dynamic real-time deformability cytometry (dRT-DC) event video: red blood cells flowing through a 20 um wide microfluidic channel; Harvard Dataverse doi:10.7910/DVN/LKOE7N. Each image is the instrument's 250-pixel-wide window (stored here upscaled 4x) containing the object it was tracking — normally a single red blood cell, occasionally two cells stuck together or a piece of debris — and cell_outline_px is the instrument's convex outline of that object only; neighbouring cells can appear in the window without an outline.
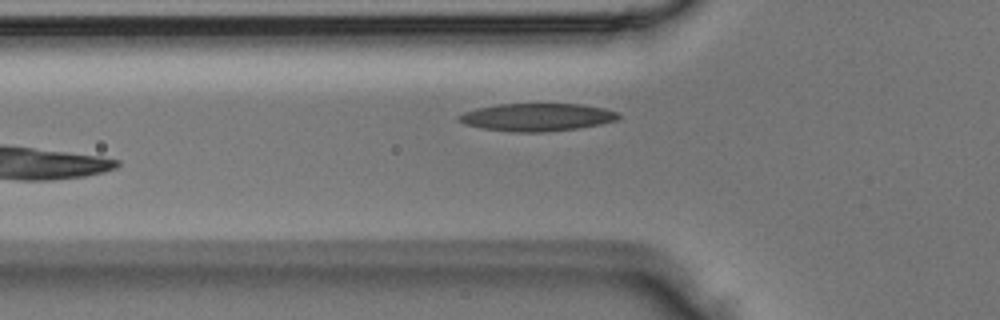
{"species": "Egyptian fruit bat (a non-hibernating species)", "species_latin": "Rousettus aegyptiacus", "temperature_condition": "room temperature", "stored_images_in_passage": 3, "camera_frame_rate_fps": 3000, "um_per_image_px": 0.085, "animal": {"sex": "male"}, "frame": {"image": 1, "passage_image": 3, "time_ms": 0.667, "image_size_px": [1000, 320], "cell_outline_px": [[620, 116], [616, 120], [600, 124], [580, 128], [544, 132], [512, 132], [484, 128], [464, 124], [456, 120], [456, 116], [464, 112], [476, 108], [496, 104], [580, 104], [604, 108], [620, 112]], "centroid_in_image_um": [45.63, 9.96], "position_along_channel_um": 80.2, "area_um2": 25.95}}